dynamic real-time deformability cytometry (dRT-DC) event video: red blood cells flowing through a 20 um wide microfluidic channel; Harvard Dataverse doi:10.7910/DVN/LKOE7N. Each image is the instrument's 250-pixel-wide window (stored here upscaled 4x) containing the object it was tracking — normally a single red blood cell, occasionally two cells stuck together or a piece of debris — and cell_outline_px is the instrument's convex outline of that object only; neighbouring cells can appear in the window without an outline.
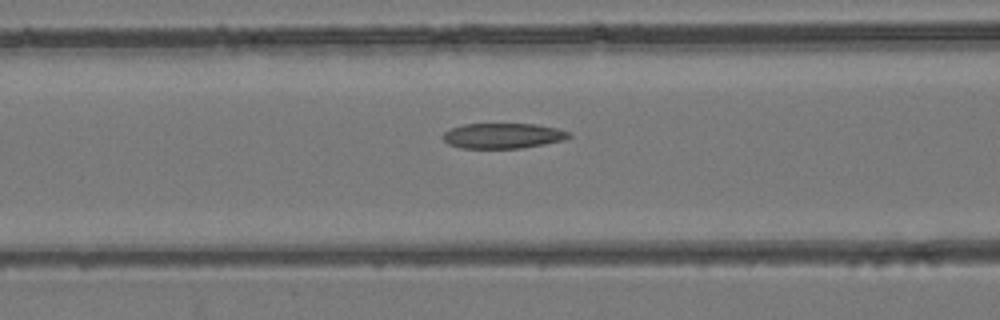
{"species": "common noctule bat (a hibernating species)", "species_latin": "Nyctalus noctula", "temperature_condition": "room temperature", "stored_images_in_passage": 30, "camera_frame_rate_fps": 3000, "um_per_image_px": 0.085, "animal": {"sex": "female", "body_mass_g": 24.6, "forearm_length_mm": 56.2}, "frame": {"image": 1, "passage_image": 10, "time_ms": 3.0, "image_size_px": [1000, 320], "cell_outline_px": [[572, 136], [564, 140], [544, 144], [520, 148], [460, 148], [448, 144], [444, 140], [444, 132], [452, 128], [464, 124], [536, 124], [556, 128], [568, 132]], "centroid_in_image_um": [42.75, 11.54], "position_along_channel_um": 123.8, "area_um2": 18.44}}
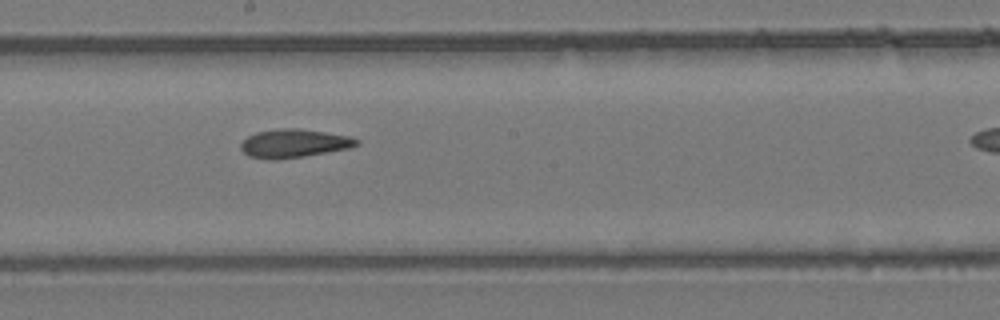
{"frame": {"image": 2, "passage_image": 17, "time_ms": 5.333, "image_size_px": [1000, 320], "cell_outline_px": [[360, 144], [348, 148], [304, 156], [276, 160], [272, 160], [248, 156], [240, 148], [240, 144], [248, 136], [256, 132], [280, 128], [296, 128], [324, 132], [348, 136], [360, 140]], "centroid_in_image_um": [24.96, 12.19], "position_along_channel_um": 223.2, "area_um2": 19.07}}
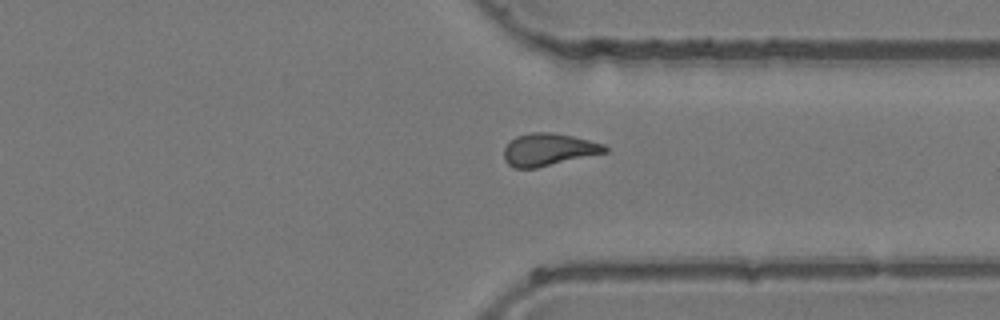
{"frame": {"image": 3, "passage_image": 27, "time_ms": 8.667, "image_size_px": [1000, 320], "cell_outline_px": [[608, 152], [536, 168], [512, 168], [504, 160], [504, 148], [516, 136], [528, 132], [552, 132], [572, 136], [604, 144], [608, 148]], "centroid_in_image_um": [46.61, 12.71], "position_along_channel_um": 364.8, "area_um2": 19.07}}